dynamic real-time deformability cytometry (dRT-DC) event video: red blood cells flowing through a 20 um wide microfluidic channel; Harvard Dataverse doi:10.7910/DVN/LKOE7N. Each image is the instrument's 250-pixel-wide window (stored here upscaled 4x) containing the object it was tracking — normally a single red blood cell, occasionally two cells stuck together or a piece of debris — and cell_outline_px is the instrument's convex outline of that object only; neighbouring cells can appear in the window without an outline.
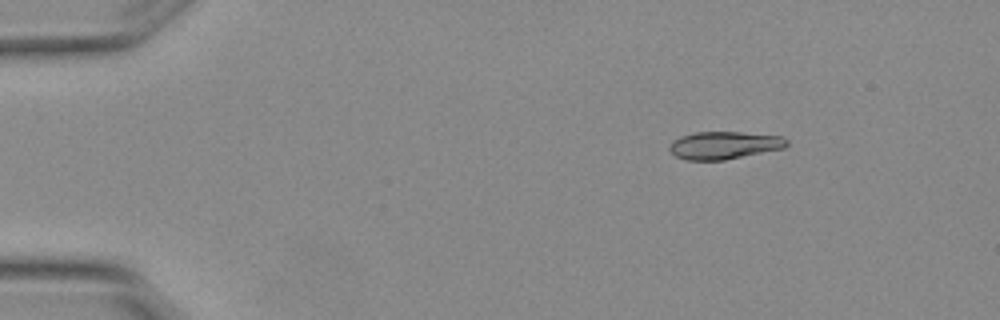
{"species": "Egyptian fruit bat (a non-hibernating species)", "species_latin": "Rousettus aegyptiacus", "temperature_condition": "warm", "stored_images_in_passage": 4, "camera_frame_rate_fps": 3000, "um_per_image_px": 0.085, "animal": {"sex": "female"}, "frame": {"image": 1, "passage_image": 2, "time_ms": 0.333, "image_size_px": [1000, 320], "cell_outline_px": [[788, 144], [784, 148], [724, 160], [688, 160], [676, 156], [668, 148], [668, 144], [672, 140], [680, 136], [696, 132], [740, 132], [784, 136], [788, 140]], "centroid_in_image_um": [61.55, 12.34], "position_along_channel_um": 23.5, "area_um2": 18.96}}